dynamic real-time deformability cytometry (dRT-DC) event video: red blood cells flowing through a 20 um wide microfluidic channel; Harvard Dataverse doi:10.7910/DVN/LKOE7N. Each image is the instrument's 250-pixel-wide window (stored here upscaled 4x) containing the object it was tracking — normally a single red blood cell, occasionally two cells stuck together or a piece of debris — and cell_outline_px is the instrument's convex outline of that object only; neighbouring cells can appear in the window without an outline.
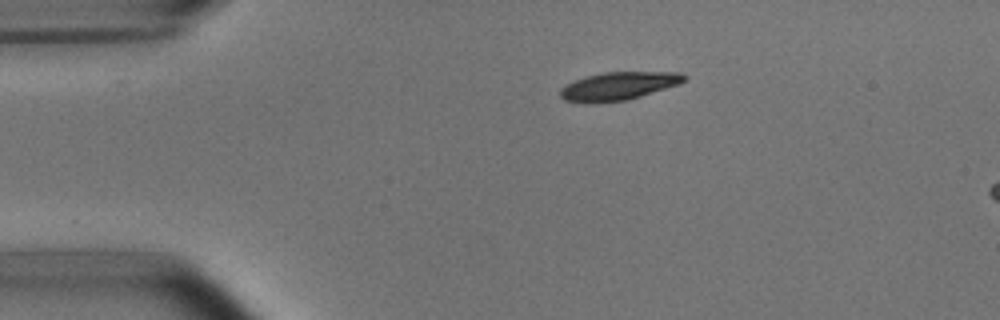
{"species": "common noctule bat (a hibernating species)", "species_latin": "Nyctalus noctula", "temperature_condition": "room temperature", "stored_images_in_passage": 7, "camera_frame_rate_fps": 3000, "um_per_image_px": 0.085, "animal": {"sex": "male", "body_mass_g": 15.6}, "frame": {"image": 1, "passage_image": 2, "time_ms": 0.333, "image_size_px": [1000, 320], "cell_outline_px": [[688, 76], [680, 84], [640, 96], [624, 100], [596, 104], [564, 100], [560, 96], [560, 88], [584, 76], [600, 72], [680, 72]], "centroid_in_image_um": [52.56, 7.31], "position_along_channel_um": 32.4, "area_um2": 20.35}}